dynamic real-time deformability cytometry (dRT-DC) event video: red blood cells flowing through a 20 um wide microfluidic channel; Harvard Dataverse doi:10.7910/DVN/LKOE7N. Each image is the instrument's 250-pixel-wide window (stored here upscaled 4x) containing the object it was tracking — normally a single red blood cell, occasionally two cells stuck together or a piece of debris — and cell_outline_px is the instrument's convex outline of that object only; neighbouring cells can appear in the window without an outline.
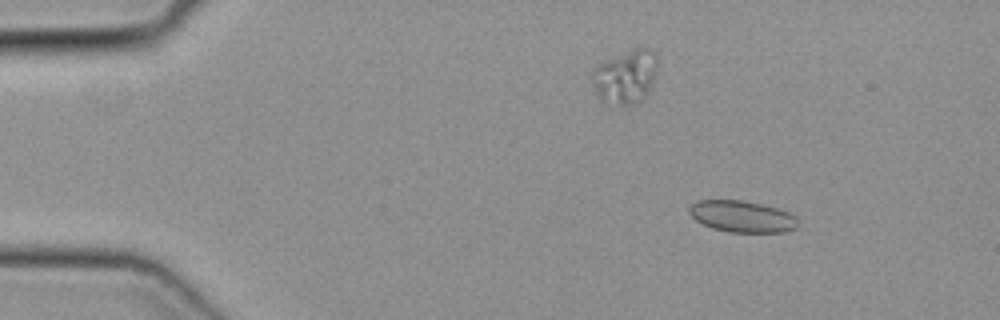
{"species": "common noctule bat (a hibernating species)", "species_latin": "Nyctalus noctula", "temperature_condition": "cold", "stored_images_in_passage": 50, "camera_frame_rate_fps": 3000, "um_per_image_px": 0.085, "animal": {"sex": "female", "body_mass_g": 19.3, "forearm_length_mm": 54.1}, "frame": {"image": 1, "passage_image": 7, "time_ms": 2.0, "image_size_px": [1000, 320], "cell_outline_px": [[796, 228], [784, 232], [728, 232], [712, 228], [696, 220], [688, 212], [688, 208], [696, 200], [740, 200], [760, 204], [776, 208], [788, 212], [796, 216]], "centroid_in_image_um": [63.05, 18.4], "position_along_channel_um": 22.0, "area_um2": 19.83}}
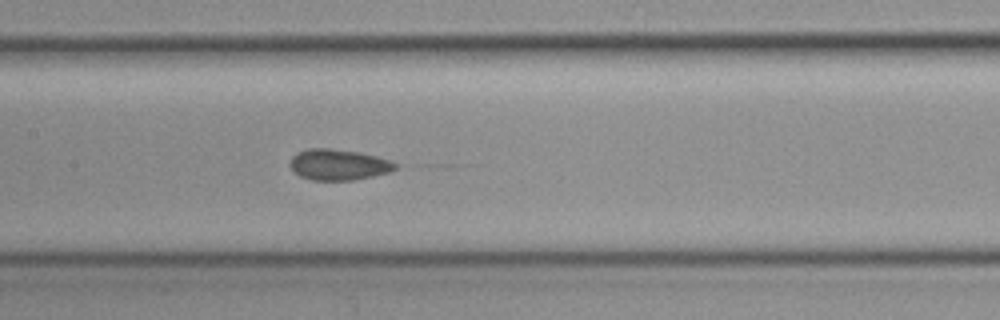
{"frame": {"image": 2, "passage_image": 25, "time_ms": 8.0, "image_size_px": [1000, 320], "cell_outline_px": [[396, 168], [388, 172], [372, 176], [352, 180], [312, 180], [300, 176], [288, 164], [292, 156], [296, 152], [308, 148], [328, 148], [360, 152], [376, 156], [388, 160], [396, 164]], "centroid_in_image_um": [28.72, 13.98], "position_along_channel_um": 178.7, "area_um2": 18.84}}
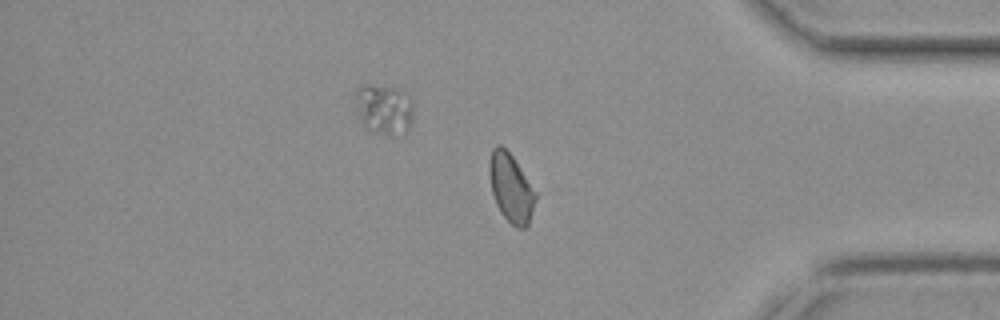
{"frame": {"image": 3, "passage_image": 42, "time_ms": 13.667, "image_size_px": [1000, 320], "cell_outline_px": [[536, 200], [528, 228], [516, 228], [504, 216], [496, 204], [492, 192], [488, 172], [488, 160], [492, 148], [496, 144], [500, 144], [512, 156], [536, 192]], "centroid_in_image_um": [43.42, 15.97], "position_along_channel_um": 391.8, "area_um2": 18.5}}